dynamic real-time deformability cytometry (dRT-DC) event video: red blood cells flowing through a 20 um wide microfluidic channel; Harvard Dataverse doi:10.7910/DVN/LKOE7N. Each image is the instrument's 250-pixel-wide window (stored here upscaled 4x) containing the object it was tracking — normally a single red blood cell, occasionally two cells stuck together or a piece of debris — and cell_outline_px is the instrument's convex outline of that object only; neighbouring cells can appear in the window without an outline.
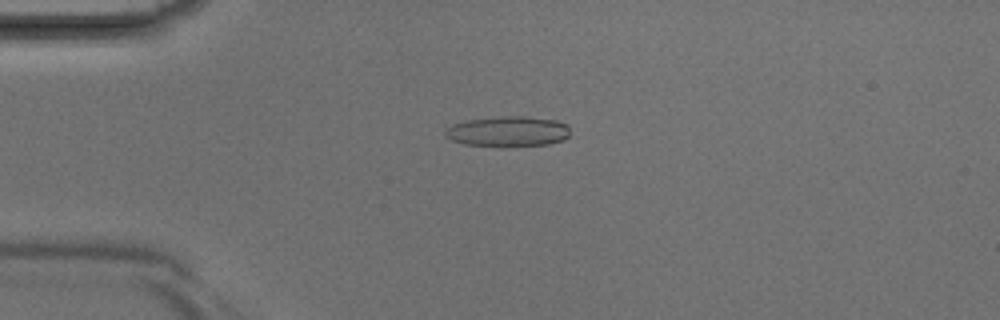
{"species": "Egyptian fruit bat (a non-hibernating species)", "species_latin": "Rousettus aegyptiacus", "temperature_condition": "room temperature", "stored_images_in_passage": 40, "camera_frame_rate_fps": 3000, "um_per_image_px": 0.085, "animal": {"sex": "male"}, "frame": {"image": 1, "passage_image": 9, "time_ms": 2.667, "image_size_px": [1000, 320], "cell_outline_px": [[568, 136], [564, 140], [548, 144], [500, 148], [464, 144], [452, 140], [444, 136], [444, 132], [452, 124], [468, 120], [504, 116], [528, 116], [556, 120], [568, 124]], "centroid_in_image_um": [43.18, 11.19], "position_along_channel_um": 41.8, "area_um2": 22.54}}
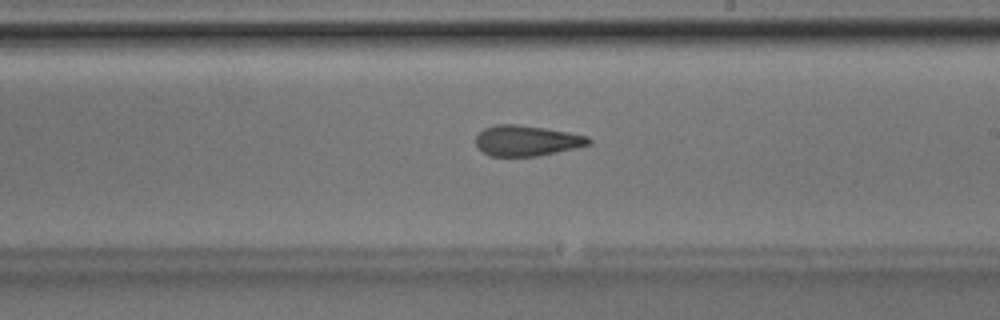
{"frame": {"image": 2, "passage_image": 23, "time_ms": 7.333, "image_size_px": [1000, 320], "cell_outline_px": [[592, 144], [540, 156], [492, 156], [484, 152], [476, 144], [476, 136], [484, 128], [496, 124], [516, 124], [544, 128], [568, 132], [588, 136], [592, 140]], "centroid_in_image_um": [44.8, 11.95], "position_along_channel_um": 244.2, "area_um2": 20.06}}
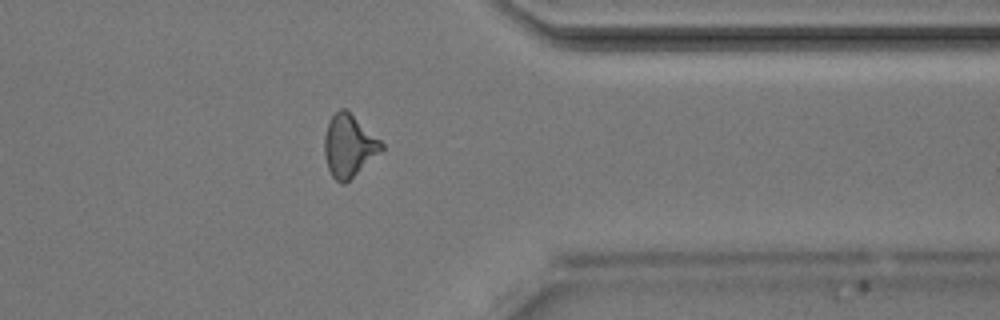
{"frame": {"image": 3, "passage_image": 32, "time_ms": 10.333, "image_size_px": [1000, 320], "cell_outline_px": [[384, 148], [380, 152], [344, 184], [340, 184], [332, 176], [328, 168], [324, 156], [324, 136], [328, 124], [332, 116], [340, 108], [344, 108], [380, 140], [384, 144]], "centroid_in_image_um": [29.63, 12.41], "position_along_channel_um": 381.8, "area_um2": 20.23}}